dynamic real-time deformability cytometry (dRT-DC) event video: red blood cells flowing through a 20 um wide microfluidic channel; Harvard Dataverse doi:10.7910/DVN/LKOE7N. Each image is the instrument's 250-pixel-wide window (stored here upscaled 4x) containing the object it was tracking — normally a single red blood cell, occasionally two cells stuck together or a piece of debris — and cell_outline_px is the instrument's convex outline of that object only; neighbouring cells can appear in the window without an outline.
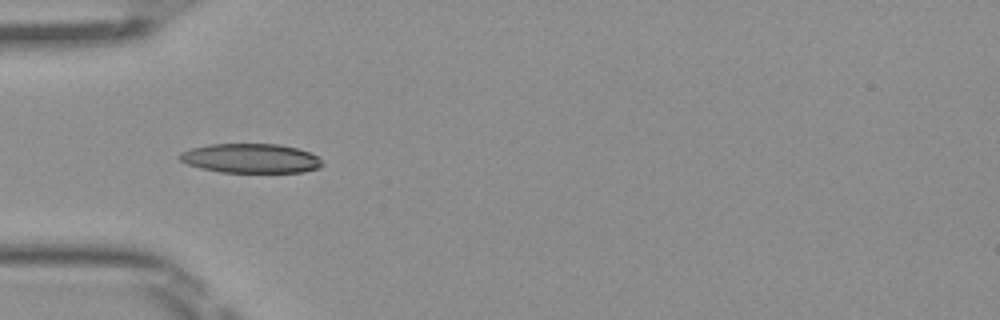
{"species": "Egyptian fruit bat (a non-hibernating species)", "species_latin": "Rousettus aegyptiacus", "temperature_condition": "room temperature", "stored_images_in_passage": 14, "camera_frame_rate_fps": 3000, "um_per_image_px": 0.085, "frame": {"image": 1, "passage_image": 5, "time_ms": 1.333, "image_size_px": [1000, 320], "cell_outline_px": [[324, 164], [320, 168], [304, 172], [220, 172], [200, 168], [188, 164], [180, 160], [176, 156], [180, 152], [192, 148], [208, 144], [280, 144], [296, 148], [308, 152], [316, 156]], "centroid_in_image_um": [21.29, 13.46], "position_along_channel_um": 63.7, "area_um2": 24.45}}
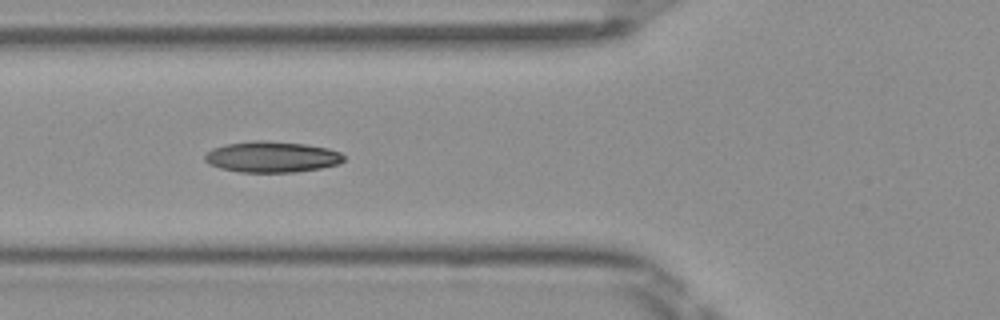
{"frame": {"image": 2, "passage_image": 8, "time_ms": 2.333, "image_size_px": [1000, 320], "cell_outline_px": [[344, 160], [340, 164], [320, 168], [296, 172], [240, 172], [220, 168], [208, 164], [204, 160], [204, 156], [212, 148], [224, 144], [252, 140], [264, 140], [304, 144], [328, 148], [340, 152], [344, 156]], "centroid_in_image_um": [23.09, 13.33], "position_along_channel_um": 102.7, "area_um2": 25.26}}